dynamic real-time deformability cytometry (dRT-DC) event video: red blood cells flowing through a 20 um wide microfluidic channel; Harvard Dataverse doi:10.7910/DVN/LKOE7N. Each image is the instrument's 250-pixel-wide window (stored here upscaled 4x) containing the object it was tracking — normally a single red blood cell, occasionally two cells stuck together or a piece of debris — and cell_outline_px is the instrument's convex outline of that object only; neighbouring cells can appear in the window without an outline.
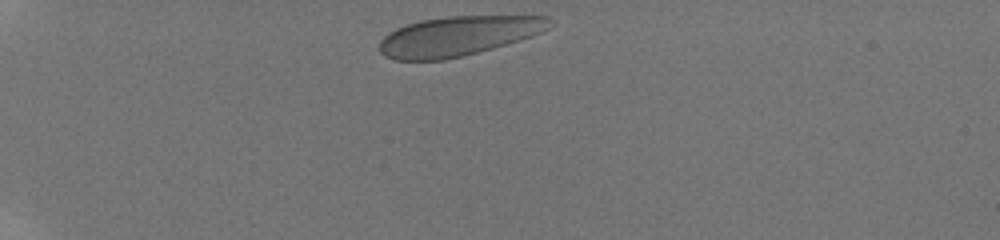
{"species": "human", "species_latin": "Homo sapiens", "temperature_condition": "room temperature", "stored_images_in_passage": 8, "camera_frame_rate_fps": 3000, "um_per_image_px": 0.085, "donor": {"sex": "male"}, "frame": {"image": 1, "passage_image": 1, "time_ms": 0.0, "image_size_px": [1000, 240], "cell_outline_px": [[552, 20], [548, 28], [532, 36], [520, 40], [492, 48], [444, 60], [396, 60], [384, 56], [380, 52], [380, 40], [388, 32], [396, 28], [420, 20], [448, 16], [548, 16]], "centroid_in_image_um": [38.91, 3.06], "position_along_channel_um": 46.1, "area_um2": 39.02}}
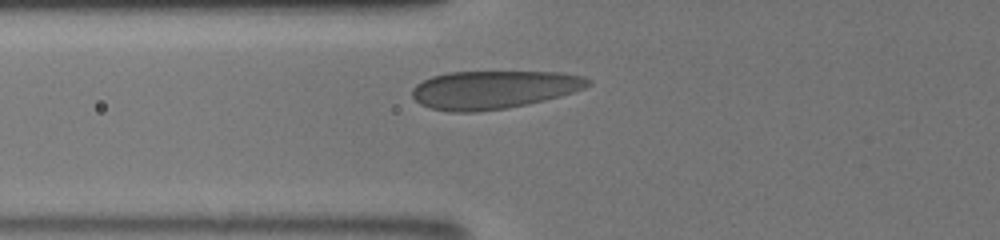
{"frame": {"image": 2, "passage_image": 7, "time_ms": 2.333, "image_size_px": [1000, 240], "cell_outline_px": [[592, 84], [584, 88], [560, 96], [528, 104], [508, 108], [476, 112], [452, 112], [428, 108], [420, 104], [412, 96], [412, 88], [416, 84], [432, 76], [448, 72], [560, 72], [584, 76], [592, 80]], "centroid_in_image_um": [41.95, 7.62], "position_along_channel_um": 83.8, "area_um2": 39.3}}